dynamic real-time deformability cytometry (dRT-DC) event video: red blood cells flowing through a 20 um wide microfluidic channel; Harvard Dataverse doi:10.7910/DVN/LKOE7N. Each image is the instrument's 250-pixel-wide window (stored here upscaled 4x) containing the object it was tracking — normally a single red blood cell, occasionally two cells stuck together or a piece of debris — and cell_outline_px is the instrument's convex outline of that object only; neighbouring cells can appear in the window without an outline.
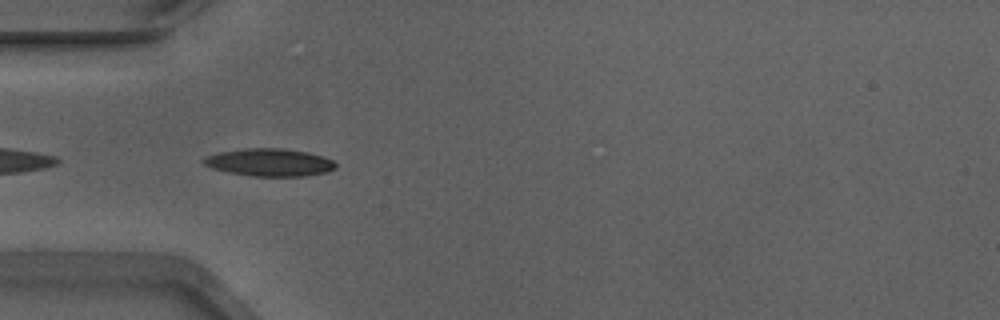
{"species": "Egyptian fruit bat (a non-hibernating species)", "species_latin": "Rousettus aegyptiacus", "temperature_condition": "warm", "stored_images_in_passage": 33, "camera_frame_rate_fps": 3000, "um_per_image_px": 0.085, "animal": {"sex": "male"}, "frame": {"image": 1, "passage_image": 2, "time_ms": 0.333, "image_size_px": [1000, 320], "cell_outline_px": [[336, 168], [328, 172], [304, 176], [252, 176], [228, 172], [212, 168], [204, 164], [200, 160], [204, 156], [220, 152], [244, 148], [280, 148], [308, 152], [324, 156], [332, 160], [336, 164]], "centroid_in_image_um": [22.9, 13.8], "position_along_channel_um": 62.1, "area_um2": 21.39}}
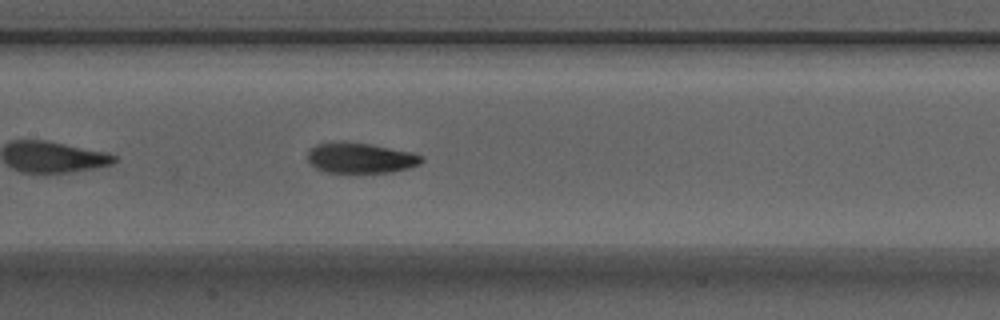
{"frame": {"image": 2, "passage_image": 11, "time_ms": 3.333, "image_size_px": [1000, 320], "cell_outline_px": [[424, 160], [420, 164], [408, 168], [392, 172], [324, 172], [316, 168], [308, 160], [308, 148], [316, 144], [368, 144], [412, 152], [424, 156]], "centroid_in_image_um": [30.68, 13.46], "position_along_channel_um": 176.7, "area_um2": 19.59}}
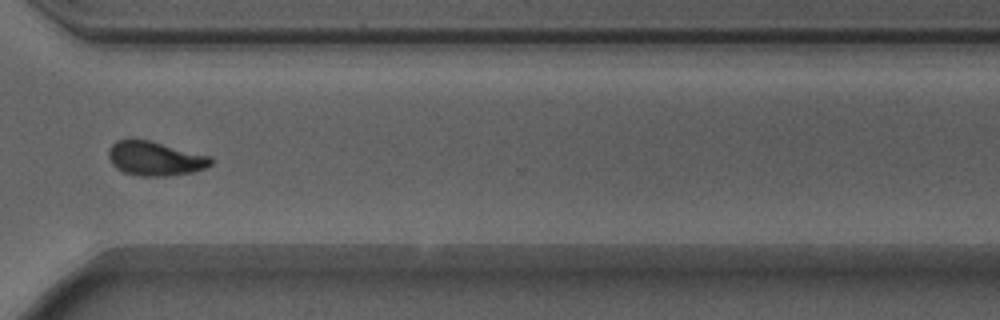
{"frame": {"image": 3, "passage_image": 25, "time_ms": 8.0, "image_size_px": [1000, 320], "cell_outline_px": [[212, 164], [204, 168], [192, 172], [168, 176], [140, 176], [124, 172], [116, 168], [112, 164], [108, 156], [108, 148], [116, 140], [148, 140], [212, 156]], "centroid_in_image_um": [13.18, 13.48], "position_along_channel_um": 357.4, "area_um2": 20.35}, "authors_computed_cell_mechanics": {"area_um2": 19.7098, "velocity_mm_per_s": 3.874, "shape_relaxation_time_tau1_ms": 6.5652, "shape_relaxation_time_tau2_ms": 2.2347, "deformation_change_tau1": 0.1734, "deformation_change_tau2": 0.0766}}